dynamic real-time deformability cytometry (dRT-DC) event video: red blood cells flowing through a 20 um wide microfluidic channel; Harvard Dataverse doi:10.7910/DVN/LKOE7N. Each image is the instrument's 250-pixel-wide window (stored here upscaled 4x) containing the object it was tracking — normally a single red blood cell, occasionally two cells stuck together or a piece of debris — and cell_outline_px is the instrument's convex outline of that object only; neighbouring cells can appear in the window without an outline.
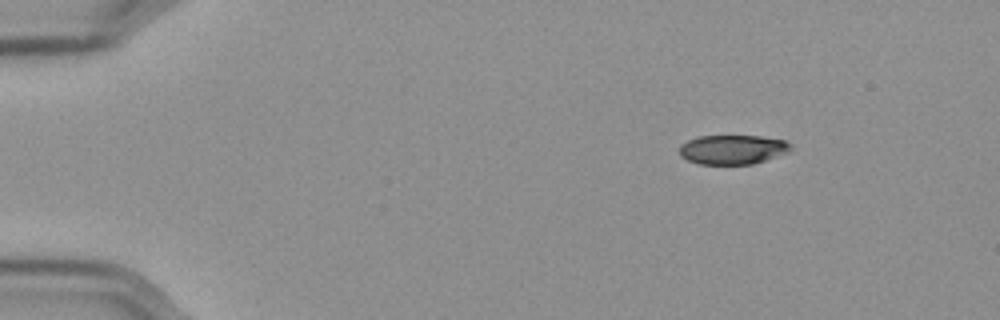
{"species": "Egyptian fruit bat (a non-hibernating species)", "species_latin": "Rousettus aegyptiacus", "temperature_condition": "cold", "stored_images_in_passage": 50, "camera_frame_rate_fps": 3000, "um_per_image_px": 0.085, "frame": {"image": 1, "passage_image": 1, "time_ms": 0.0, "image_size_px": [1000, 320], "cell_outline_px": [[792, 144], [788, 152], [752, 164], [700, 164], [688, 160], [680, 156], [680, 144], [688, 140], [700, 136], [760, 136], [784, 140]], "centroid_in_image_um": [62.25, 12.7], "position_along_channel_um": 22.7, "area_um2": 18.9}}
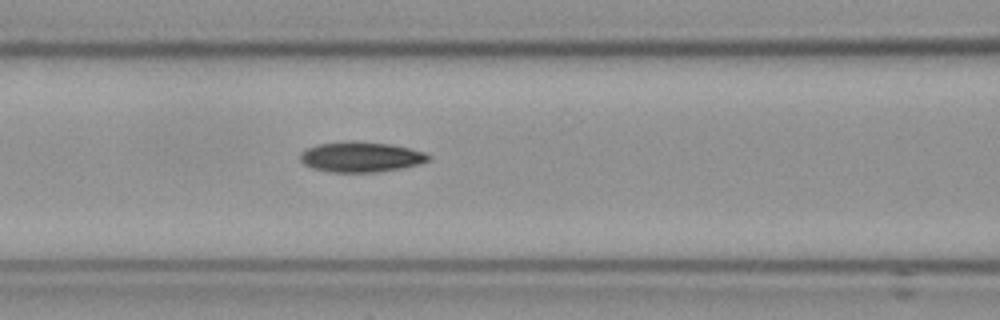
{"frame": {"image": 2, "passage_image": 18, "time_ms": 5.667, "image_size_px": [1000, 320], "cell_outline_px": [[432, 160], [420, 164], [404, 168], [376, 172], [332, 172], [312, 168], [304, 164], [300, 160], [300, 152], [308, 148], [320, 144], [352, 140], [356, 140], [392, 144], [424, 152], [432, 156]], "centroid_in_image_um": [30.72, 13.33], "position_along_channel_um": 135.9, "area_um2": 22.89}}
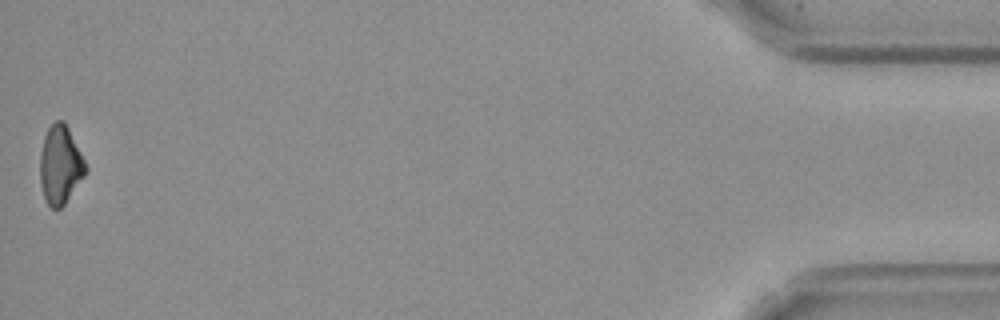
{"frame": {"image": 3, "passage_image": 50, "time_ms": 16.333, "image_size_px": [1000, 320], "cell_outline_px": [[88, 168], [84, 176], [64, 204], [60, 208], [52, 208], [48, 204], [44, 196], [40, 184], [40, 156], [44, 136], [48, 128], [56, 120], [64, 120]], "centroid_in_image_um": [5.11, 14.01], "position_along_channel_um": 430.1, "area_um2": 20.52}}